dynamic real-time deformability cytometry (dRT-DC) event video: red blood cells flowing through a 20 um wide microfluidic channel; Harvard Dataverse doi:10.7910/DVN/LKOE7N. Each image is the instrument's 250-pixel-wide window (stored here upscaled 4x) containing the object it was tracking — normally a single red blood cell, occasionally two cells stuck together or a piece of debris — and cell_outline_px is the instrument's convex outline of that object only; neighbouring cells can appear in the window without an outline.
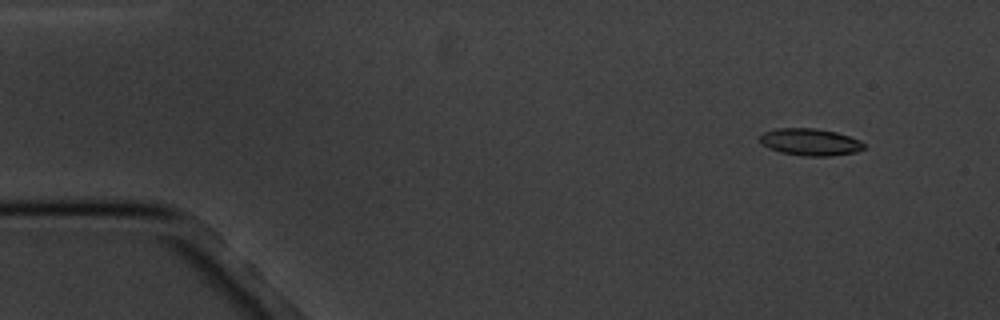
{"species": "common noctule bat (a hibernating species)", "species_latin": "Nyctalus noctula", "temperature_condition": "cold", "stored_images_in_passage": 4, "camera_frame_rate_fps": 3000, "um_per_image_px": 0.085, "animal": {"sex": "male", "body_mass_g": 20.1, "forearm_length_mm": 53.5}, "frame": {"image": 1, "passage_image": 1, "time_ms": 0.0, "image_size_px": [1000, 320], "cell_outline_px": [[864, 148], [856, 152], [832, 156], [804, 156], [780, 152], [768, 148], [760, 140], [760, 136], [764, 132], [776, 128], [816, 128], [836, 132], [860, 140], [864, 144]], "centroid_in_image_um": [68.87, 12.07], "position_along_channel_um": 16.1, "area_um2": 16.36}}
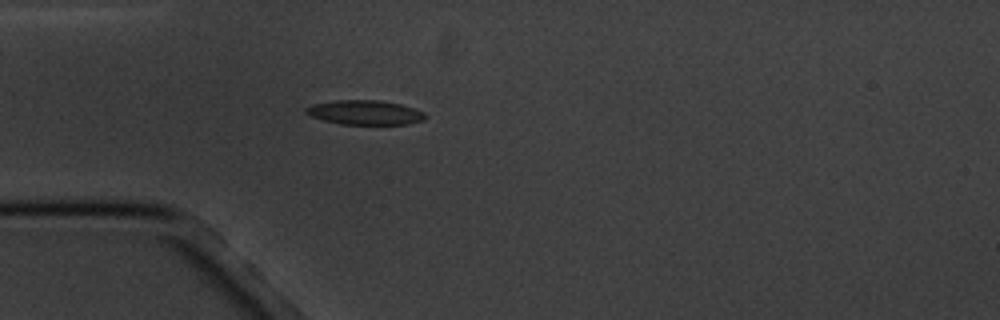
{"frame": {"image": 2, "passage_image": 4, "time_ms": 3.667, "image_size_px": [1000, 320], "cell_outline_px": [[428, 116], [424, 120], [408, 124], [340, 124], [324, 120], [312, 116], [304, 112], [304, 108], [312, 104], [336, 100], [380, 100], [400, 104], [424, 112]], "centroid_in_image_um": [31.02, 9.56], "position_along_channel_um": 54.0, "area_um2": 16.99}}